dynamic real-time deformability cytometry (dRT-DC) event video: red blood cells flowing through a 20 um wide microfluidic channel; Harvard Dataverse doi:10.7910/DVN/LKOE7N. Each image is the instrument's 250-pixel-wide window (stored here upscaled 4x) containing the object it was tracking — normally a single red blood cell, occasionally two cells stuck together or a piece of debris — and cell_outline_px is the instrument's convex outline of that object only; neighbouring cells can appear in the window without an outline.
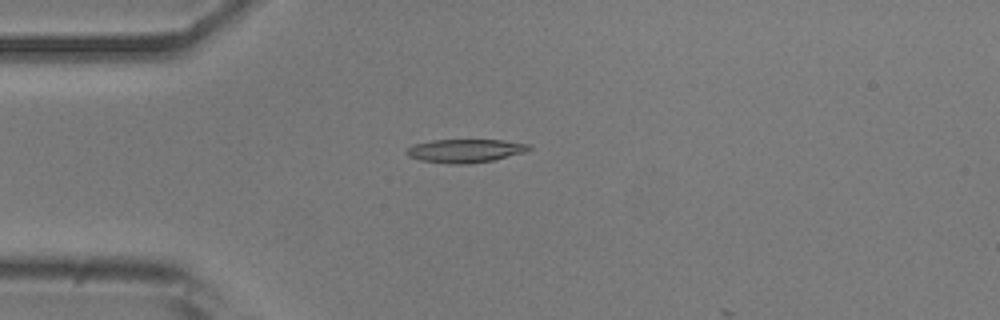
{"species": "common noctule bat (a hibernating species)", "species_latin": "Nyctalus noctula", "temperature_condition": "room temperature", "stored_images_in_passage": 16, "camera_frame_rate_fps": 3000, "um_per_image_px": 0.085, "animal": {"sex": "male", "body_mass_g": 20.5, "forearm_length_mm": 52.5}, "frame": {"image": 1, "passage_image": 13, "time_ms": 4.0, "image_size_px": [1000, 320], "cell_outline_px": [[532, 148], [524, 152], [492, 160], [468, 164], [448, 164], [420, 160], [408, 156], [404, 152], [408, 148], [416, 144], [432, 140], [504, 140], [532, 144]], "centroid_in_image_um": [39.55, 12.81], "position_along_channel_um": 45.4, "area_um2": 16.7}}